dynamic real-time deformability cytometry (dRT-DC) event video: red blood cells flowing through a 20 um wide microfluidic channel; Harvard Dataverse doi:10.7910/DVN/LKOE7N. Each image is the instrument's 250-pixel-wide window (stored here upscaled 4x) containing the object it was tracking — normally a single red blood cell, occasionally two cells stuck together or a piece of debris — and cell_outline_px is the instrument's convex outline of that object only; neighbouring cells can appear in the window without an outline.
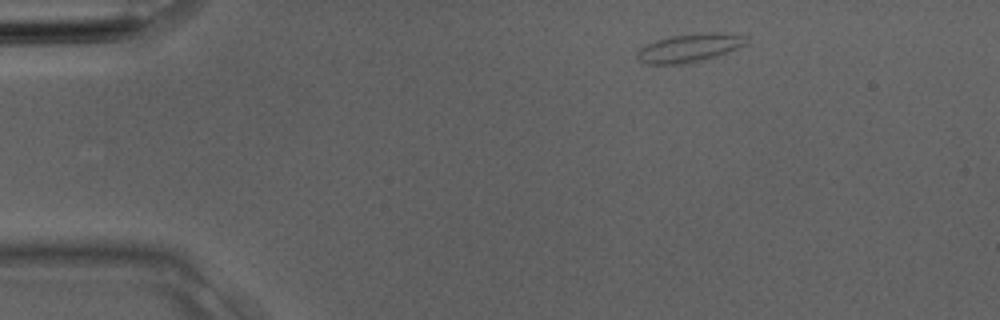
{"species": "Egyptian fruit bat (a non-hibernating species)", "species_latin": "Rousettus aegyptiacus", "temperature_condition": "room temperature", "stored_images_in_passage": 2, "camera_frame_rate_fps": 3000, "um_per_image_px": 0.085, "animal": {"sex": "male"}, "frame": {"image": 1, "passage_image": 1, "time_ms": 0.0, "image_size_px": [1000, 320], "cell_outline_px": [[748, 44], [700, 60], [684, 64], [648, 64], [640, 60], [636, 56], [636, 52], [640, 48], [656, 40], [672, 36], [712, 32], [716, 32], [748, 36]], "centroid_in_image_um": [58.59, 4.06], "position_along_channel_um": 26.4, "area_um2": 17.57}}